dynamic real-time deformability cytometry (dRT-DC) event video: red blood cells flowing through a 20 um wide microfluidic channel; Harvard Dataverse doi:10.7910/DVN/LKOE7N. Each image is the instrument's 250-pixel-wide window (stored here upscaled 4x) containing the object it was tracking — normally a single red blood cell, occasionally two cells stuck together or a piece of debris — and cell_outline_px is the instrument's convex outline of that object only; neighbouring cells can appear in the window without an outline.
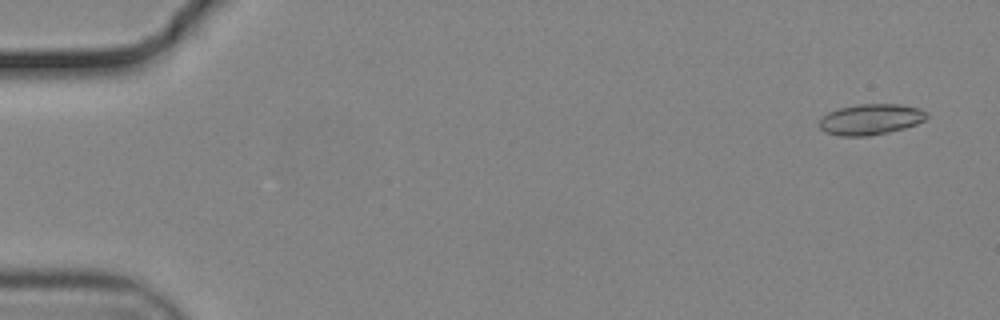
{"species": "common noctule bat (a hibernating species)", "species_latin": "Nyctalus noctula", "temperature_condition": "cold", "stored_images_in_passage": 20, "camera_frame_rate_fps": 3000, "um_per_image_px": 0.085, "animal": {"sex": "male", "body_mass_g": 19.2, "forearm_length_mm": 51.8}, "frame": {"image": 1, "passage_image": 3, "time_ms": 0.667, "image_size_px": [1000, 320], "cell_outline_px": [[928, 116], [924, 120], [916, 124], [904, 128], [888, 132], [868, 136], [840, 136], [824, 132], [820, 128], [820, 120], [828, 112], [840, 108], [856, 104], [900, 104], [920, 108], [928, 112]], "centroid_in_image_um": [74.02, 10.14], "position_along_channel_um": 11.0, "area_um2": 19.31}}